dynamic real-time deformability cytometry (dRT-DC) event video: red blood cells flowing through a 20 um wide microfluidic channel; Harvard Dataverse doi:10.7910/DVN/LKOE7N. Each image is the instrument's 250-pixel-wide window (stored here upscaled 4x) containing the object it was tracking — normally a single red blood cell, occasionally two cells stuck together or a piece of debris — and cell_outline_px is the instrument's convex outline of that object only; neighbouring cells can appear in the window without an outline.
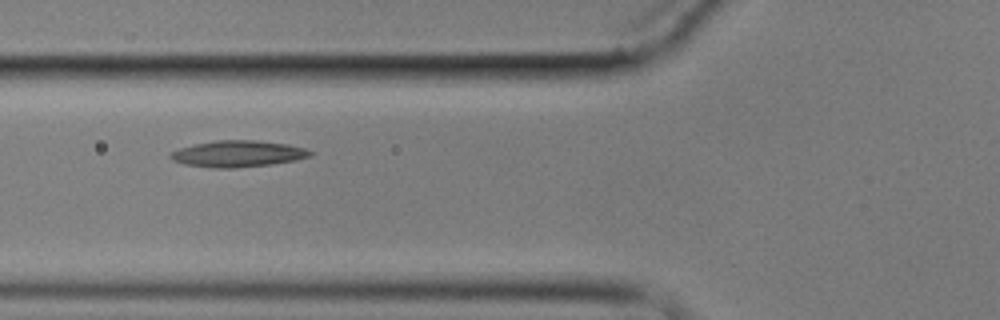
{"species": "common noctule bat (a hibernating species)", "species_latin": "Nyctalus noctula", "temperature_condition": "cold", "stored_images_in_passage": 7, "camera_frame_rate_fps": 3000, "um_per_image_px": 0.085, "animal": {"sex": "male", "body_mass_g": 17.9}, "frame": {"image": 1, "passage_image": 6, "time_ms": 5.667, "image_size_px": [1000, 320], "cell_outline_px": [[312, 156], [296, 160], [272, 164], [232, 168], [212, 168], [184, 164], [172, 160], [168, 156], [172, 152], [180, 148], [196, 144], [216, 140], [256, 140], [288, 144], [304, 148], [312, 152]], "centroid_in_image_um": [20.23, 13.07], "position_along_channel_um": 105.6, "area_um2": 21.44}}
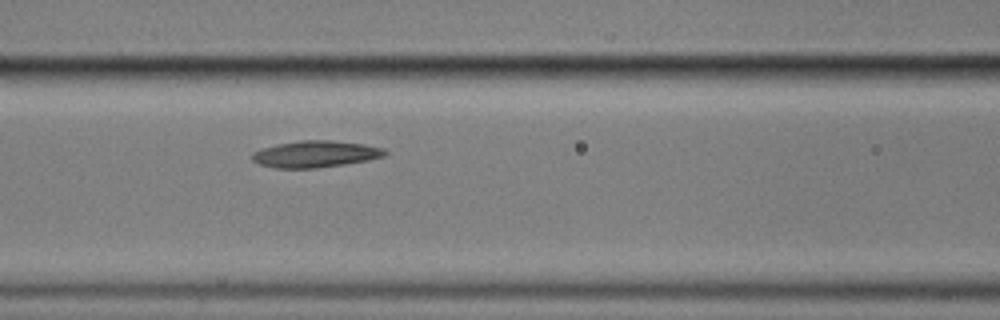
{"frame": {"image": 2, "passage_image": 7, "time_ms": 6.667, "image_size_px": [1000, 320], "cell_outline_px": [[388, 152], [384, 156], [368, 160], [344, 164], [316, 168], [276, 168], [260, 164], [252, 160], [252, 152], [260, 148], [276, 144], [300, 140], [328, 140], [364, 144], [384, 148]], "centroid_in_image_um": [26.79, 13.09], "position_along_channel_um": 139.8, "area_um2": 20.63}}